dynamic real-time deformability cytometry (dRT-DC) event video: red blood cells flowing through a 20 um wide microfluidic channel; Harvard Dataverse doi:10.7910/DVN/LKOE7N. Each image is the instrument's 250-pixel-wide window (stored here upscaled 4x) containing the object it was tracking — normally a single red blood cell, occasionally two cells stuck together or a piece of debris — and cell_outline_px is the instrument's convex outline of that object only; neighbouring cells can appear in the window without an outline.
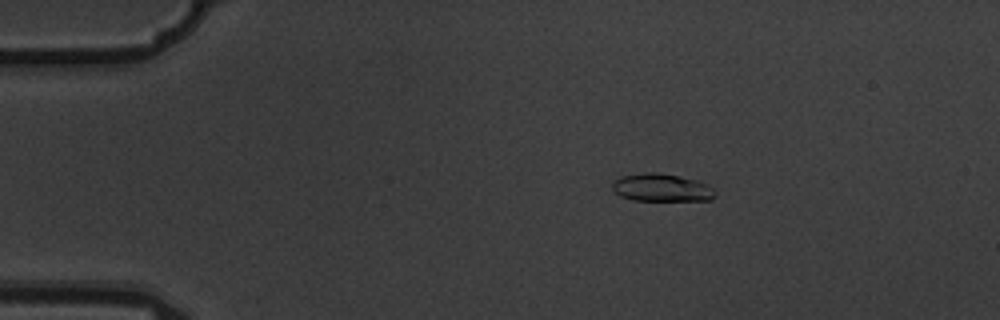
{"species": "common noctule bat (a hibernating species)", "species_latin": "Nyctalus noctula", "temperature_condition": "warm", "stored_images_in_passage": 4, "camera_frame_rate_fps": 3000, "um_per_image_px": 0.085, "animal": {"sex": "male", "body_mass_g": 19.5, "forearm_length_mm": 54.6}, "frame": {"image": 1, "passage_image": 2, "time_ms": 0.333, "image_size_px": [1000, 320], "cell_outline_px": [[716, 196], [712, 200], [632, 200], [620, 196], [612, 188], [612, 180], [620, 176], [644, 172], [656, 172], [680, 176], [696, 180], [708, 184], [716, 192]], "centroid_in_image_um": [56.23, 15.94], "position_along_channel_um": 28.8, "area_um2": 16.82}}